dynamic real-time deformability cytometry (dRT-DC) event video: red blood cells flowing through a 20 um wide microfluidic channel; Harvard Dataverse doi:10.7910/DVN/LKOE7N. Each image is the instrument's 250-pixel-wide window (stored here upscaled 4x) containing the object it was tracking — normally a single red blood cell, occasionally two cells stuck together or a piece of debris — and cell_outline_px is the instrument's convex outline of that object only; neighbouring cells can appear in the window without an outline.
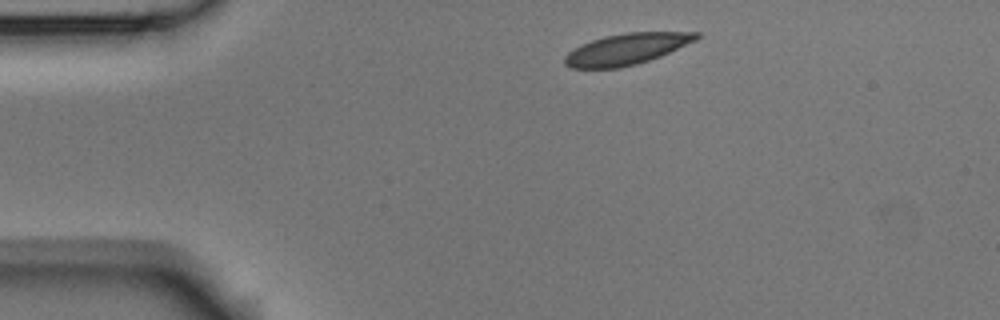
{"species": "Egyptian fruit bat (a non-hibernating species)", "species_latin": "Rousettus aegyptiacus", "temperature_condition": "room temperature", "stored_images_in_passage": 3, "segment_of_instrument_passage": [1, 2], "camera_frame_rate_fps": 3000, "um_per_image_px": 0.085, "animal": {"sex": "male"}, "frame": {"image": 1, "passage_image": 1, "time_ms": 0.0, "image_size_px": [1000, 320], "cell_outline_px": [[700, 36], [696, 40], [660, 56], [636, 64], [620, 68], [572, 68], [564, 64], [564, 56], [568, 52], [580, 44], [604, 36], [628, 32], [700, 32]], "centroid_in_image_um": [53.23, 4.17], "position_along_channel_um": 31.8, "area_um2": 23.81}}